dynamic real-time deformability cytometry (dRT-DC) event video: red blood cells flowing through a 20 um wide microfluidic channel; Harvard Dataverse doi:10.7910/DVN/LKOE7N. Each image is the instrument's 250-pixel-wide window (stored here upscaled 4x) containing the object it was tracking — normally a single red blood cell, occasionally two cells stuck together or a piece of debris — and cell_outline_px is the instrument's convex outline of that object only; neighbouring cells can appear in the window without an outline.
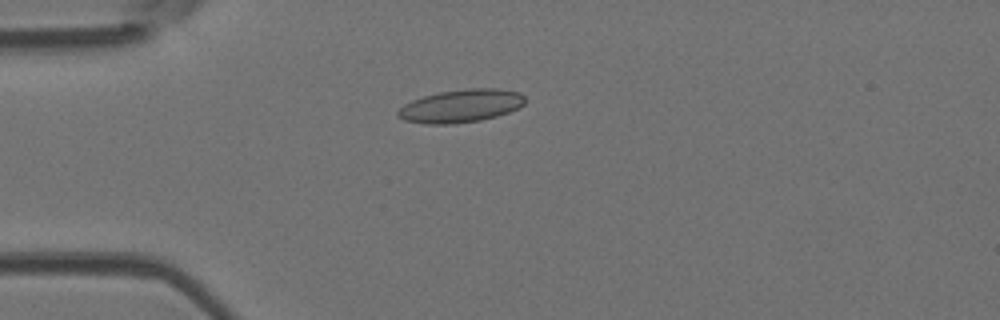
{"species": "Egyptian fruit bat (a non-hibernating species)", "species_latin": "Rousettus aegyptiacus", "temperature_condition": "room temperature", "stored_images_in_passage": 30, "camera_frame_rate_fps": 3000, "um_per_image_px": 0.085, "animal": {"sex": "female"}, "frame": {"image": 1, "passage_image": 1, "time_ms": 0.0, "image_size_px": [1000, 320], "cell_outline_px": [[524, 104], [508, 112], [496, 116], [480, 120], [452, 124], [424, 124], [404, 120], [396, 116], [396, 112], [404, 104], [412, 100], [424, 96], [440, 92], [468, 88], [496, 88], [520, 92], [524, 96]], "centroid_in_image_um": [39.15, 9.0], "position_along_channel_um": 45.9, "area_um2": 24.39}}
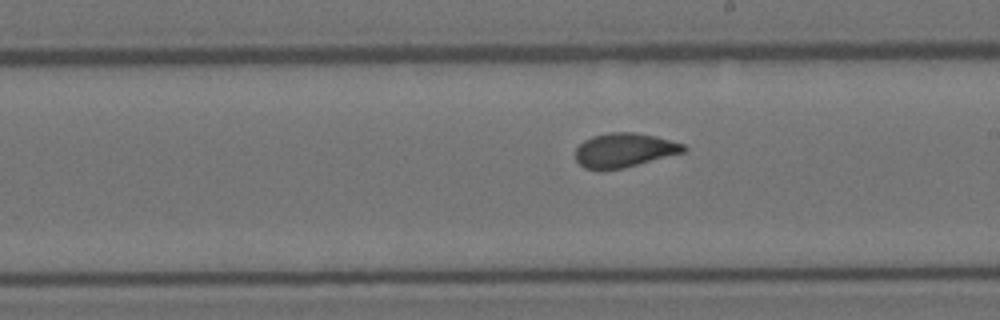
{"frame": {"image": 2, "passage_image": 17, "time_ms": 5.333, "image_size_px": [1000, 320], "cell_outline_px": [[688, 148], [684, 152], [624, 168], [584, 168], [576, 160], [576, 148], [584, 140], [592, 136], [608, 132], [632, 132], [656, 136], [684, 144]], "centroid_in_image_um": [53.08, 12.74], "position_along_channel_um": 235.9, "area_um2": 21.27}}
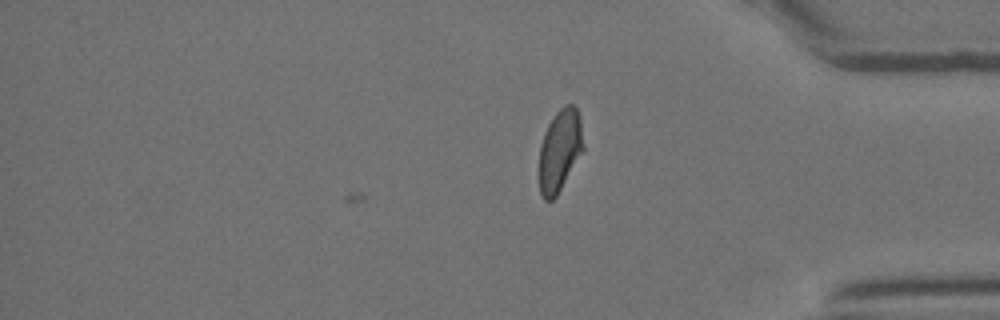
{"frame": {"image": 3, "passage_image": 30, "time_ms": 9.667, "image_size_px": [1000, 320], "cell_outline_px": [[584, 148], [556, 196], [552, 200], [544, 200], [540, 192], [536, 176], [540, 144], [544, 132], [548, 124], [556, 112], [564, 104], [572, 104], [576, 108], [580, 116], [584, 144]], "centroid_in_image_um": [47.53, 12.8], "position_along_channel_um": 387.7, "area_um2": 21.62}, "authors_computed_cell_mechanics": {"area_um2": 21.7906, "velocity_mm_per_s": 3.9025, "shape_relaxation_time_tau1_ms": 5.6519, "shape_relaxation_time_tau2_ms": 0.9914, "deformation_change_tau1": 0.1565, "deformation_change_tau2": 0.0489}}